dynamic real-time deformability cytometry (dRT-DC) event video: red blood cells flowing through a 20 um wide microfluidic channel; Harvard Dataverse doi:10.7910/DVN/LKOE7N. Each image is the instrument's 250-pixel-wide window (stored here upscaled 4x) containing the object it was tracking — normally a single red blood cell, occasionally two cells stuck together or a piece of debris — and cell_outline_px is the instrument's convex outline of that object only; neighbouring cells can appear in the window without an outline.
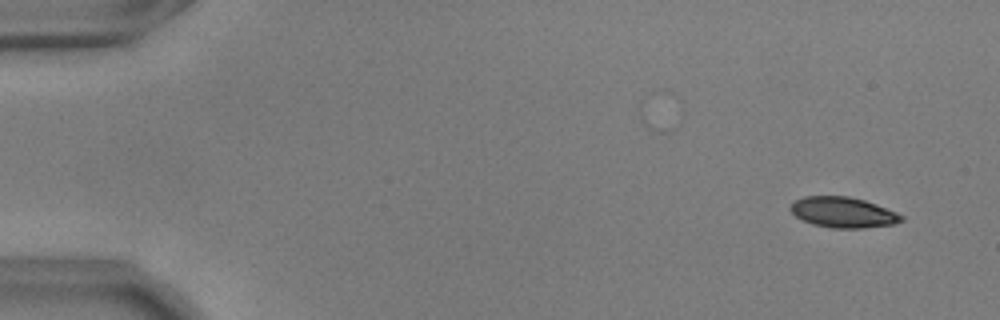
{"species": "common noctule bat (a hibernating species)", "species_latin": "Nyctalus noctula", "temperature_condition": "warm", "stored_images_in_passage": 53, "camera_frame_rate_fps": 3000, "um_per_image_px": 0.085, "animal": {"sex": "male", "body_mass_g": 17.9, "forearm_length_mm": 54.2}, "frame": {"image": 1, "passage_image": 1, "time_ms": 0.0, "image_size_px": [1000, 320], "cell_outline_px": [[904, 220], [892, 224], [864, 228], [832, 228], [812, 224], [796, 216], [788, 208], [792, 200], [804, 196], [848, 196], [864, 200], [876, 204], [896, 212], [904, 216]], "centroid_in_image_um": [71.63, 18.04], "position_along_channel_um": 13.4, "area_um2": 19.83}}
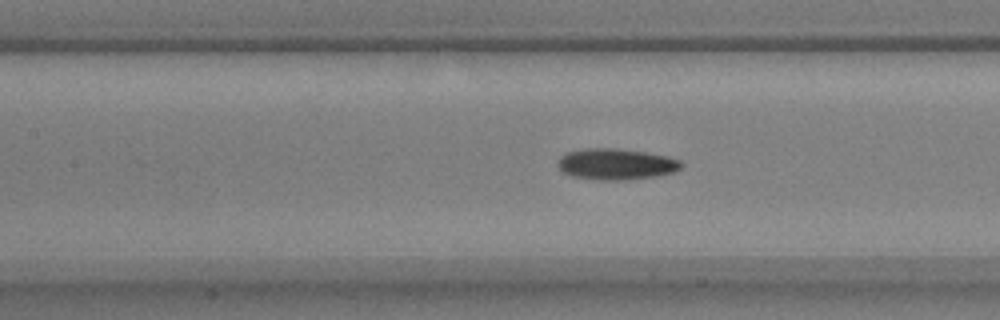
{"frame": {"image": 2, "passage_image": 23, "time_ms": 7.333, "image_size_px": [1000, 320], "cell_outline_px": [[684, 164], [676, 172], [656, 176], [624, 180], [600, 180], [572, 176], [564, 172], [556, 164], [556, 160], [560, 156], [568, 152], [588, 148], [612, 148], [644, 152], [668, 156], [680, 160]], "centroid_in_image_um": [52.38, 13.95], "position_along_channel_um": 155.0, "area_um2": 22.43}}
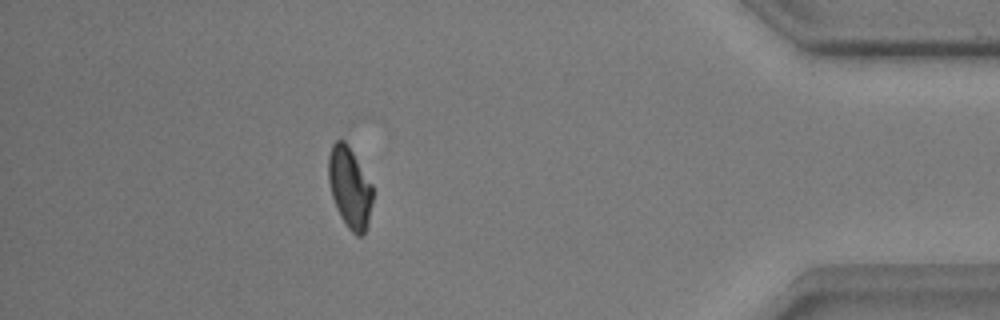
{"frame": {"image": 3, "passage_image": 47, "time_ms": 15.333, "image_size_px": [1000, 320], "cell_outline_px": [[372, 204], [368, 224], [364, 232], [360, 236], [356, 236], [348, 228], [340, 216], [336, 208], [332, 196], [328, 180], [328, 156], [332, 144], [336, 140], [344, 140], [348, 144], [372, 184]], "centroid_in_image_um": [29.72, 15.93], "position_along_channel_um": 405.5, "area_um2": 20.92}, "authors_computed_cell_mechanics": {"area_um2": 21.3282, "velocity_mm_per_s": 3.657, "shape_relaxation_time_tau1_ms": 4.2491, "shape_relaxation_time_tau2_ms": 4.5487, "deformation_change_tau1": 0.1393, "deformation_change_tau2": 0.1007}}